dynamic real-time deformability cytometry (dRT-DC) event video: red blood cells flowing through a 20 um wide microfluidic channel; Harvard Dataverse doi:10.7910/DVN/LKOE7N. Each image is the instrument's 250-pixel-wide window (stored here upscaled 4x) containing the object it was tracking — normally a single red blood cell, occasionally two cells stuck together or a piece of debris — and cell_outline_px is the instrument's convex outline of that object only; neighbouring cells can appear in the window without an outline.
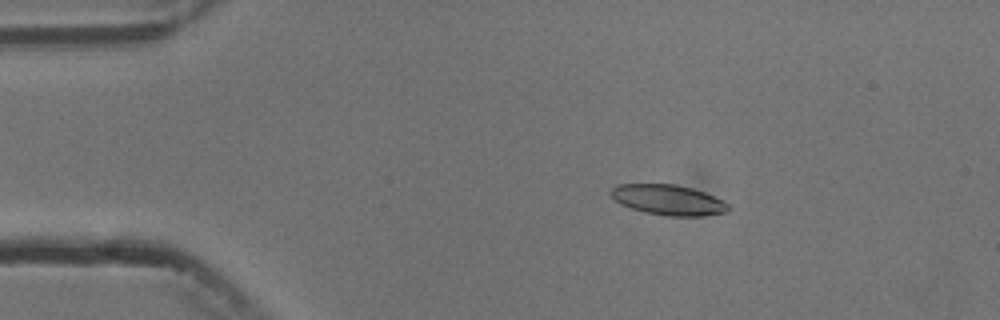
{"species": "common noctule bat (a hibernating species)", "species_latin": "Nyctalus noctula", "temperature_condition": "cold", "stored_images_in_passage": 4, "camera_frame_rate_fps": 3000, "um_per_image_px": 0.085, "animal": {"sex": "male", "body_mass_g": 13.3}, "frame": {"image": 1, "passage_image": 1, "time_ms": 0.0, "image_size_px": [1000, 320], "cell_outline_px": [[728, 212], [704, 216], [668, 216], [644, 212], [620, 204], [608, 192], [616, 184], [676, 184], [692, 188], [704, 192], [728, 204]], "centroid_in_image_um": [56.77, 16.99], "position_along_channel_um": 28.2, "area_um2": 20.69}}
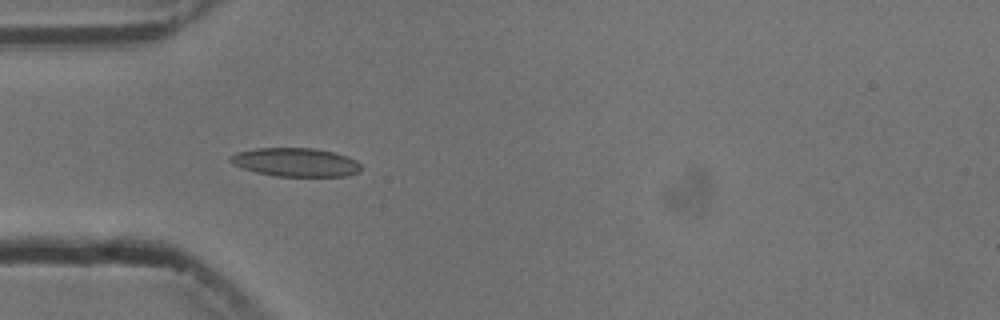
{"frame": {"image": 2, "passage_image": 3, "time_ms": 2.333, "image_size_px": [1000, 320], "cell_outline_px": [[360, 172], [344, 176], [276, 176], [256, 172], [240, 168], [232, 164], [228, 160], [228, 156], [236, 152], [256, 148], [316, 148], [332, 152], [356, 160], [360, 164]], "centroid_in_image_um": [25.06, 13.79], "position_along_channel_um": 59.9, "area_um2": 21.85}}
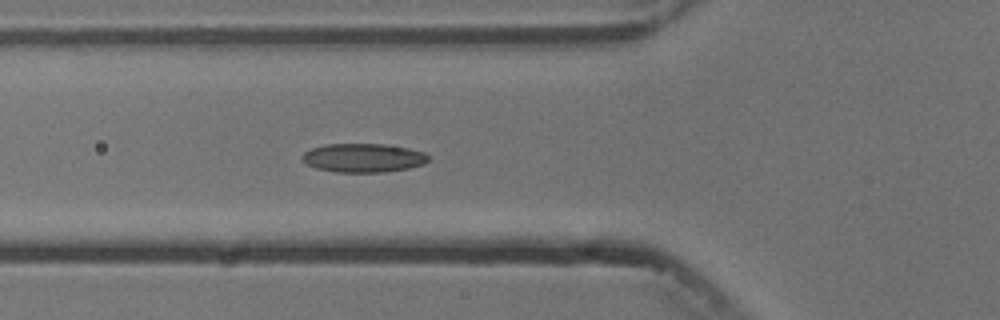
{"frame": {"image": 3, "passage_image": 4, "time_ms": 3.333, "image_size_px": [1000, 320], "cell_outline_px": [[428, 160], [424, 164], [408, 168], [384, 172], [336, 172], [316, 168], [308, 164], [300, 156], [304, 152], [312, 148], [328, 144], [384, 144], [408, 148], [424, 152], [428, 156]], "centroid_in_image_um": [30.88, 13.42], "position_along_channel_um": 94.9, "area_um2": 21.04}}